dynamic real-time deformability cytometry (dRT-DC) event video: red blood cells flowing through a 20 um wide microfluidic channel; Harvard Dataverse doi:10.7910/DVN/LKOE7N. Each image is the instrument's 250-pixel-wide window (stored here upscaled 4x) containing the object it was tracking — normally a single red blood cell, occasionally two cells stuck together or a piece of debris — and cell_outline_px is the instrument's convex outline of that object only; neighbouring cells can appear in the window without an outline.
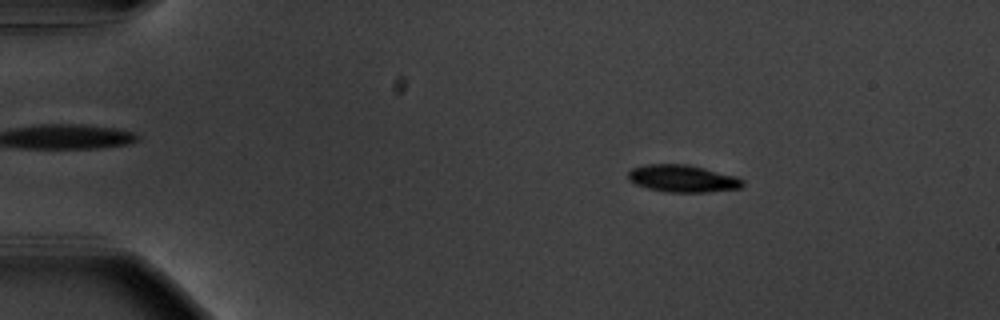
{"species": "common noctule bat (a hibernating species)", "species_latin": "Nyctalus noctula", "temperature_condition": "warm", "stored_images_in_passage": 55, "camera_frame_rate_fps": 3000, "um_per_image_px": 0.085, "animal": {"sex": "male", "body_mass_g": 20.1, "forearm_length_mm": 53.5}, "frame": {"image": 1, "passage_image": 9, "time_ms": 2.667, "image_size_px": [1000, 320], "cell_outline_px": [[744, 184], [740, 188], [708, 192], [668, 192], [648, 188], [636, 184], [628, 180], [628, 172], [632, 168], [648, 164], [688, 164], [736, 176], [744, 180]], "centroid_in_image_um": [58.03, 15.17], "position_along_channel_um": 27.0, "area_um2": 18.15}}
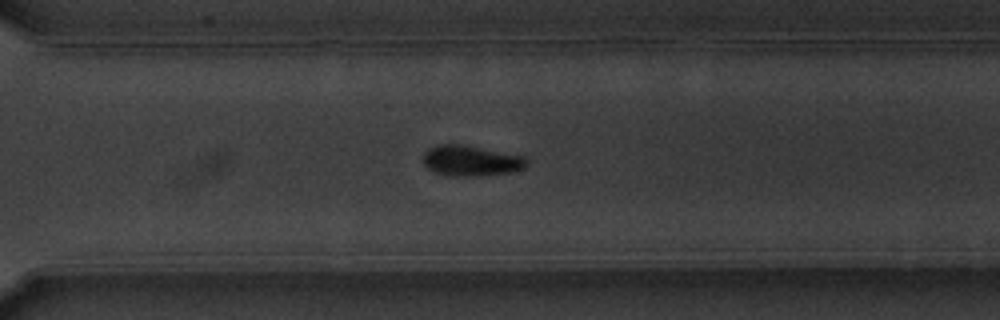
{"frame": {"image": 2, "passage_image": 40, "time_ms": 13.0, "image_size_px": [1000, 320], "cell_outline_px": [[528, 164], [512, 172], [468, 176], [448, 176], [436, 172], [428, 168], [424, 164], [424, 152], [428, 148], [436, 144], [460, 144], [524, 156], [528, 160]], "centroid_in_image_um": [39.99, 13.65], "position_along_channel_um": 330.6, "area_um2": 18.21}}
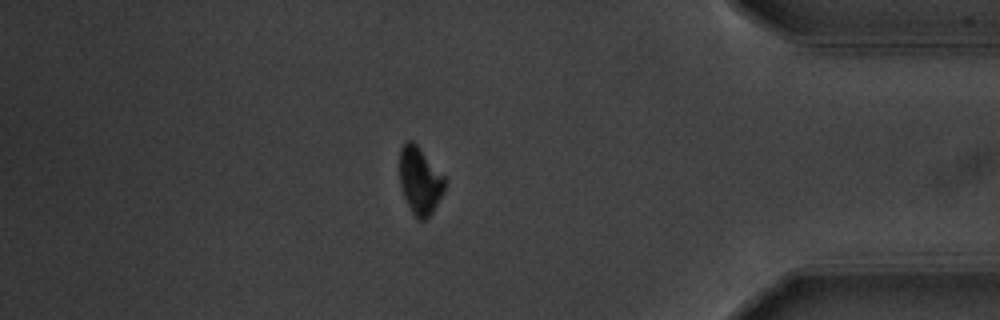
{"frame": {"image": 3, "passage_image": 48, "time_ms": 15.667, "image_size_px": [1000, 320], "cell_outline_px": [[444, 192], [432, 212], [424, 220], [416, 220], [400, 188], [400, 148], [408, 140], [412, 140], [420, 148], [444, 176]], "centroid_in_image_um": [35.68, 15.36], "position_along_channel_um": 399.5, "area_um2": 17.51}, "authors_computed_cell_mechanics": {"area_um2": 18.2648, "velocity_mm_per_s": 3.6665, "shape_relaxation_time_tau1_ms": 1.8951, "shape_relaxation_time_tau2_ms": null, "deformation_change_tau1": 0.1139, "deformation_change_tau2": null}}